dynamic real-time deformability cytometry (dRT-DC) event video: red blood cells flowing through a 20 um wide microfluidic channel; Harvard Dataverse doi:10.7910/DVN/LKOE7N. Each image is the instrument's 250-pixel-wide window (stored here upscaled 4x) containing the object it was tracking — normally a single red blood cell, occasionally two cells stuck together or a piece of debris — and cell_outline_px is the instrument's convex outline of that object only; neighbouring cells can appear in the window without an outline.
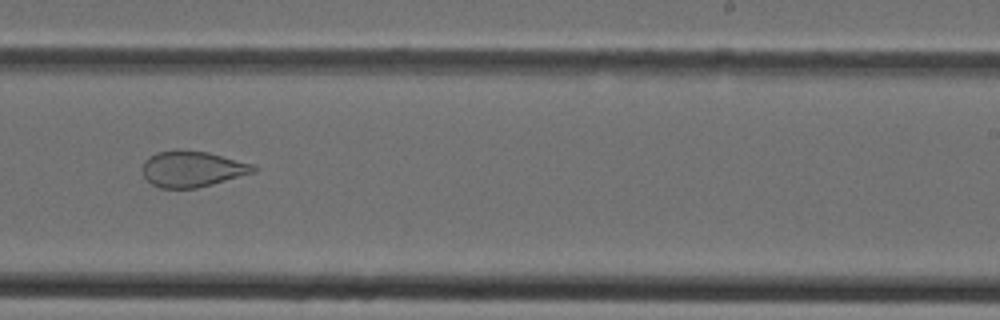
{"species": "Egyptian fruit bat (a non-hibernating species)", "species_latin": "Rousettus aegyptiacus", "temperature_condition": "cold", "stored_images_in_passage": 34, "camera_frame_rate_fps": 3000, "um_per_image_px": 0.085, "animal": {"sex": "female"}, "frame": {"image": 1, "passage_image": 20, "time_ms": 6.333, "image_size_px": [1000, 320], "cell_outline_px": [[256, 172], [212, 184], [196, 188], [160, 188], [152, 184], [144, 176], [144, 160], [148, 156], [156, 152], [176, 148], [208, 152], [256, 164]], "centroid_in_image_um": [16.36, 14.33], "position_along_channel_um": 272.6, "area_um2": 23.52}}
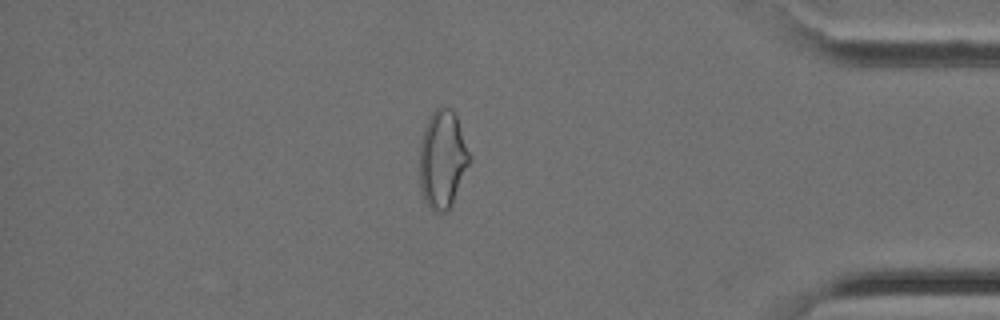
{"frame": {"image": 2, "passage_image": 29, "time_ms": 9.333, "image_size_px": [1000, 320], "cell_outline_px": [[468, 164], [452, 204], [448, 212], [432, 212], [428, 208], [420, 192], [420, 140], [424, 128], [432, 112], [440, 104], [444, 104], [452, 108], [456, 116], [468, 152]], "centroid_in_image_um": [37.56, 13.54], "position_along_channel_um": 397.6, "area_um2": 28.38}}